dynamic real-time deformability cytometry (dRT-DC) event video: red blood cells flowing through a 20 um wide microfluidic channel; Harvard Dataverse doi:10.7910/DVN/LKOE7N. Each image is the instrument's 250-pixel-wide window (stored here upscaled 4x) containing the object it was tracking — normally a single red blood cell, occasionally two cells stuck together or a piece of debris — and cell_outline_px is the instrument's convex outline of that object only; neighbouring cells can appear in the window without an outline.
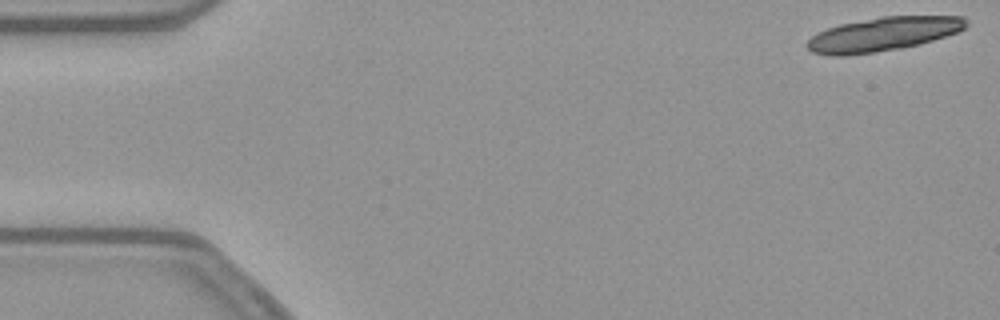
{"species": "common noctule bat (a hibernating species)", "species_latin": "Nyctalus noctula", "temperature_condition": "warm", "stored_images_in_passage": 18, "camera_frame_rate_fps": 3000, "um_per_image_px": 0.085, "animal": {"sex": "female", "body_mass_g": 21.9}, "frame": {"image": 1, "passage_image": 1, "time_ms": 0.0, "image_size_px": [1000, 320], "cell_outline_px": [[968, 24], [964, 28], [956, 32], [920, 44], [900, 48], [876, 52], [848, 56], [828, 56], [812, 52], [808, 48], [808, 40], [816, 32], [840, 24], [884, 16], [964, 16], [968, 20]], "centroid_in_image_um": [75.04, 2.91], "position_along_channel_um": 10.0, "area_um2": 31.33}}